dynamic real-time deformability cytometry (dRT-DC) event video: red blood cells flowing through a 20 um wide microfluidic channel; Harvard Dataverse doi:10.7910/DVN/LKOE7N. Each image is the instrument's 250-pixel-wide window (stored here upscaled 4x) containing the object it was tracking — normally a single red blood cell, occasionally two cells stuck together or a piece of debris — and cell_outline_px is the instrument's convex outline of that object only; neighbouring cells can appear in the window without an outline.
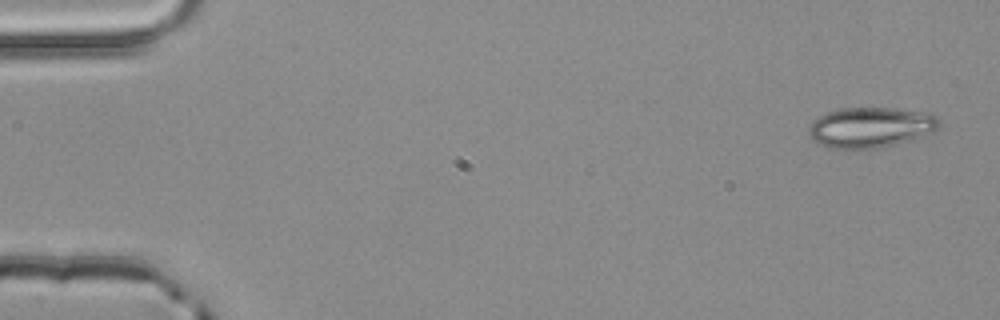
{"species": "common noctule bat (a hibernating species)", "species_latin": "Nyctalus noctula", "temperature_condition": "room temperature", "stored_images_in_passage": 2, "camera_frame_rate_fps": 3000, "um_per_image_px": 0.085, "animal": {"sex": "male", "body_mass_g": 20.4}, "frame": {"image": 1, "passage_image": 2, "time_ms": 0.333, "image_size_px": [1000, 320], "cell_outline_px": [[940, 128], [932, 132], [896, 144], [880, 148], [832, 148], [816, 144], [812, 140], [808, 132], [808, 128], [812, 120], [828, 112], [840, 108], [896, 108], [932, 112], [940, 116]], "centroid_in_image_um": [74.03, 10.81], "position_along_channel_um": 11.0, "area_um2": 31.1}}